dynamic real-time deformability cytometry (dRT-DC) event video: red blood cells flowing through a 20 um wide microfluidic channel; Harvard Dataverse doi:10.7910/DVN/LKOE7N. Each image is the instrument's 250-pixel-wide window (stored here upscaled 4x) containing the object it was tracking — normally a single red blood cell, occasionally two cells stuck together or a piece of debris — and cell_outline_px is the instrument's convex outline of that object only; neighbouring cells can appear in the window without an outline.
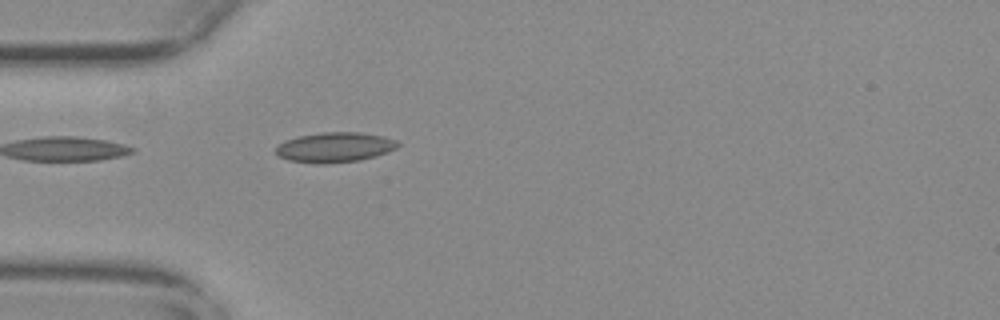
{"species": "common noctule bat (a hibernating species)", "species_latin": "Nyctalus noctula", "temperature_condition": "warm", "stored_images_in_passage": 24, "camera_frame_rate_fps": 3000, "um_per_image_px": 0.085, "animal": {"sex": "female", "body_mass_g": 29.2, "forearm_length_mm": 56.3}, "frame": {"image": 1, "passage_image": 1, "time_ms": 0.0, "image_size_px": [1000, 320], "cell_outline_px": [[400, 144], [396, 148], [388, 152], [376, 156], [360, 160], [324, 164], [320, 164], [288, 160], [280, 156], [276, 152], [276, 144], [284, 140], [296, 136], [320, 132], [360, 132], [384, 136], [396, 140]], "centroid_in_image_um": [28.44, 12.51], "position_along_channel_um": 56.6, "area_um2": 21.56}}
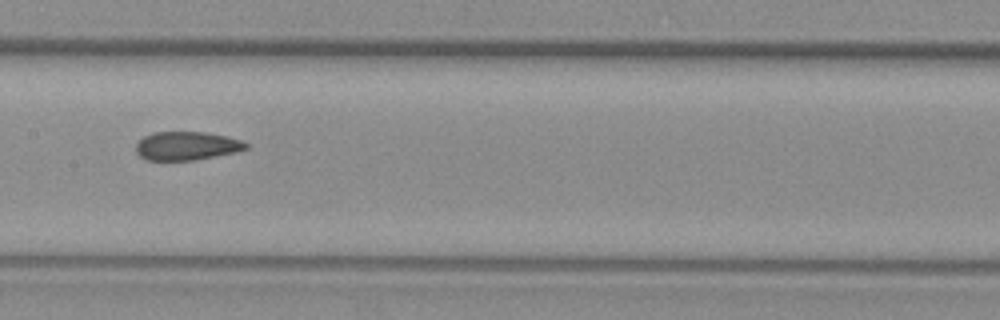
{"frame": {"image": 2, "passage_image": 12, "time_ms": 3.667, "image_size_px": [1000, 320], "cell_outline_px": [[252, 144], [248, 148], [236, 152], [196, 160], [144, 160], [136, 152], [136, 144], [144, 136], [152, 132], [204, 132], [224, 136], [240, 140]], "centroid_in_image_um": [15.87, 12.4], "position_along_channel_um": 191.5, "area_um2": 18.38}}
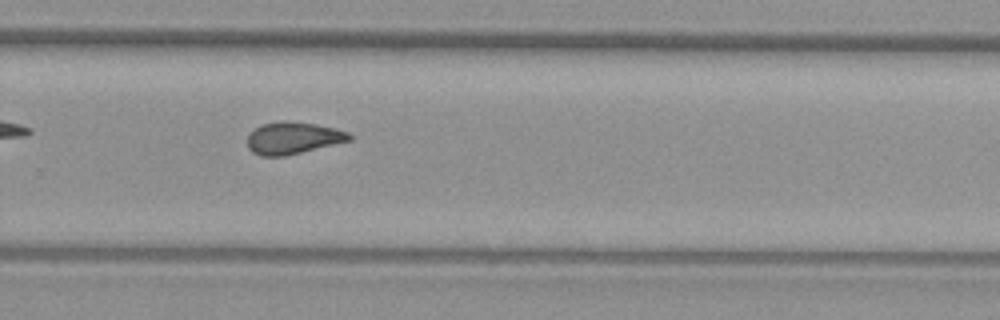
{"frame": {"image": 3, "passage_image": 21, "time_ms": 6.667, "image_size_px": [1000, 320], "cell_outline_px": [[352, 140], [284, 156], [260, 156], [252, 152], [248, 148], [248, 136], [256, 128], [264, 124], [280, 120], [284, 120], [316, 124], [336, 128], [348, 132], [352, 136]], "centroid_in_image_um": [24.92, 11.73], "position_along_channel_um": 304.9, "area_um2": 18.96}}